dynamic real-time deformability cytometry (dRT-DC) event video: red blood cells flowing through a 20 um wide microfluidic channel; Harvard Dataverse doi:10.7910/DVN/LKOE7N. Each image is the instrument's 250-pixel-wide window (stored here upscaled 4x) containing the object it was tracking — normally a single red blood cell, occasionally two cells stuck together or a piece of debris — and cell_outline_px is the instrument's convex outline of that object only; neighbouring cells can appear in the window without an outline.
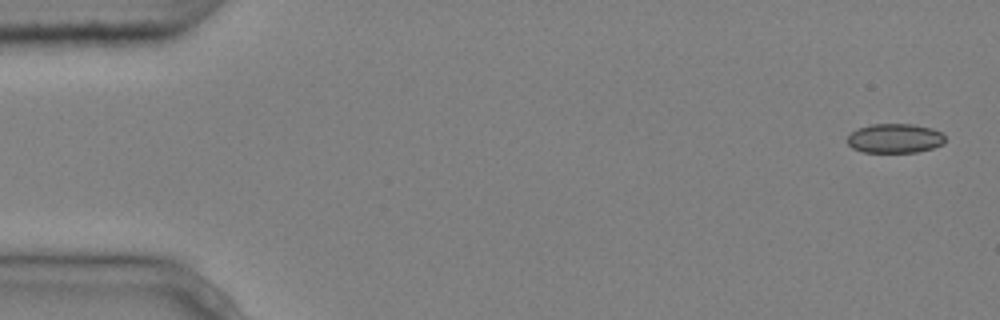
{"species": "common noctule bat (a hibernating species)", "species_latin": "Nyctalus noctula", "temperature_condition": "cold", "stored_images_in_passage": 4, "camera_frame_rate_fps": 3000, "um_per_image_px": 0.085, "animal": {"sex": "male", "body_mass_g": 20.4}, "frame": {"image": 1, "passage_image": 1, "time_ms": 0.0, "image_size_px": [1000, 320], "cell_outline_px": [[944, 144], [932, 148], [916, 152], [864, 152], [852, 148], [844, 140], [856, 128], [872, 124], [912, 124], [932, 128], [940, 132], [944, 136]], "centroid_in_image_um": [76.02, 11.76], "position_along_channel_um": 9.0, "area_um2": 16.82}}
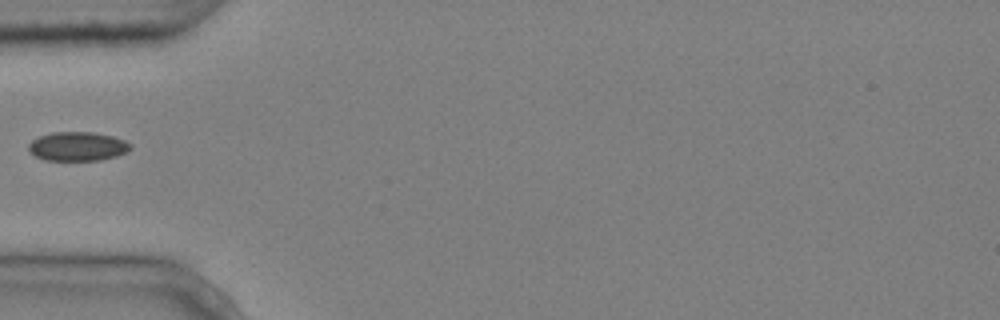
{"frame": {"image": 2, "passage_image": 4, "time_ms": 1.0, "image_size_px": [1000, 320], "cell_outline_px": [[132, 148], [116, 156], [100, 160], [44, 160], [28, 152], [28, 144], [32, 140], [40, 136], [52, 132], [92, 132], [112, 136], [124, 140], [132, 144]], "centroid_in_image_um": [6.57, 12.44], "position_along_channel_um": 78.4, "area_um2": 17.22}}